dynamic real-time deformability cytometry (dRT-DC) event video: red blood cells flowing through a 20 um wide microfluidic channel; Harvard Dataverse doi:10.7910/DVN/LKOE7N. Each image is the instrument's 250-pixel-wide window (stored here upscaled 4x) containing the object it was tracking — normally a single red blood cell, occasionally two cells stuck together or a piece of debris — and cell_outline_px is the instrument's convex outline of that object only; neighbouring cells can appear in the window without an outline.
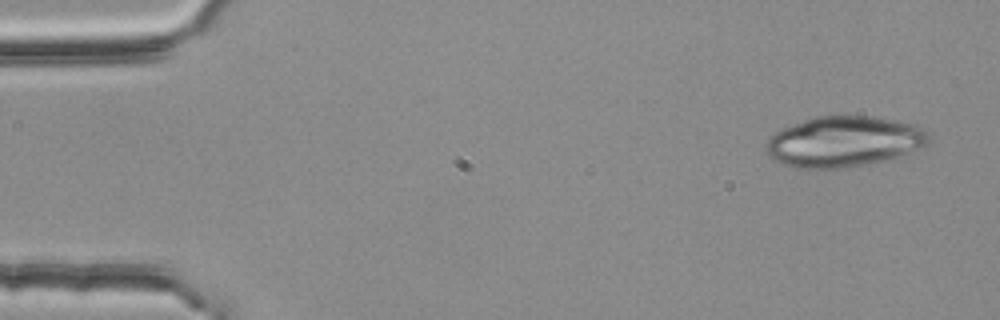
{"species": "common noctule bat (a hibernating species)", "species_latin": "Nyctalus noctula", "temperature_condition": "room temperature", "stored_images_in_passage": 5, "camera_frame_rate_fps": 3000, "um_per_image_px": 0.085, "animal": {"sex": "female", "body_mass_g": 25.1}, "frame": {"image": 1, "passage_image": 1, "time_ms": 0.0, "image_size_px": [1000, 320], "cell_outline_px": [[932, 136], [924, 144], [908, 152], [884, 160], [864, 164], [840, 168], [792, 168], [768, 156], [764, 148], [764, 144], [768, 136], [780, 128], [816, 116], [876, 116], [916, 124], [924, 128]], "centroid_in_image_um": [71.66, 12.01], "position_along_channel_um": 13.3, "area_um2": 48.09}}